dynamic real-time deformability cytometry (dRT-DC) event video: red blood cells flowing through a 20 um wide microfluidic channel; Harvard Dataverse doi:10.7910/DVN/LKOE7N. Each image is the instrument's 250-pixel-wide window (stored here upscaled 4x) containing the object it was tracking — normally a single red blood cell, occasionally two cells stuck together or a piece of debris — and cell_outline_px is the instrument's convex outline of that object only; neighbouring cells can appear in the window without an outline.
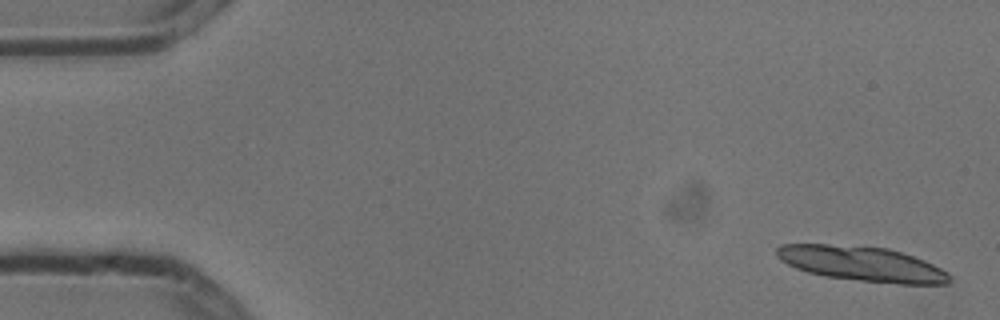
{"species": "common noctule bat (a hibernating species)", "species_latin": "Nyctalus noctula", "temperature_condition": "cold", "stored_images_in_passage": 5, "camera_frame_rate_fps": 3000, "um_per_image_px": 0.085, "animal": {"sex": "male", "body_mass_g": 13.3}, "frame": {"image": 1, "passage_image": 1, "time_ms": 0.0, "image_size_px": [1000, 320], "cell_outline_px": [[952, 280], [948, 284], [900, 284], [860, 280], [824, 276], [808, 272], [796, 268], [780, 260], [776, 256], [776, 248], [780, 244], [828, 244], [888, 248], [924, 260], [948, 272], [952, 276]], "centroid_in_image_um": [73.27, 22.42], "position_along_channel_um": 11.7, "area_um2": 35.03}}